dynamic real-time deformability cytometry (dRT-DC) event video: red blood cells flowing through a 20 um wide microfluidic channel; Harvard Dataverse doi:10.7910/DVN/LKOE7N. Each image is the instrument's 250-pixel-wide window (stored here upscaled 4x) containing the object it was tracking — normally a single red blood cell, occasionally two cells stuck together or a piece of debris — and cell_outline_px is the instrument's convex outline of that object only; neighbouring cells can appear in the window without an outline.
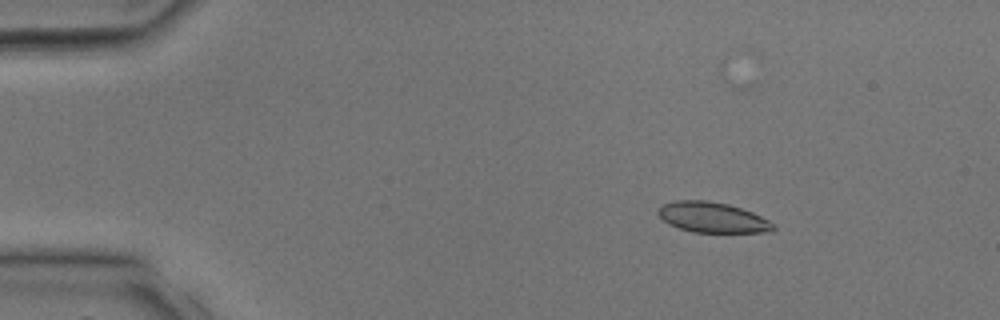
{"species": "common noctule bat (a hibernating species)", "species_latin": "Nyctalus noctula", "temperature_condition": "room temperature", "stored_images_in_passage": 33, "camera_frame_rate_fps": 3000, "um_per_image_px": 0.085, "animal": {"sex": "male", "body_mass_g": 17.9, "forearm_length_mm": 54.2}, "frame": {"image": 1, "passage_image": 5, "time_ms": 1.333, "image_size_px": [1000, 320], "cell_outline_px": [[776, 228], [772, 232], [692, 232], [668, 224], [656, 212], [660, 204], [676, 200], [708, 200], [728, 204], [752, 212], [776, 224]], "centroid_in_image_um": [60.55, 18.47], "position_along_channel_um": 24.5, "area_um2": 20.52}}
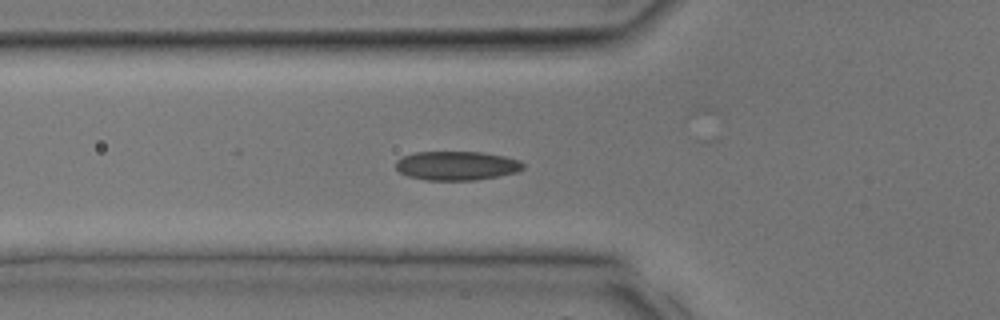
{"frame": {"image": 2, "passage_image": 12, "time_ms": 3.667, "image_size_px": [1000, 320], "cell_outline_px": [[524, 168], [516, 172], [476, 180], [428, 180], [408, 176], [400, 172], [396, 168], [396, 160], [400, 156], [416, 152], [480, 152], [504, 156], [520, 160], [524, 164]], "centroid_in_image_um": [38.79, 14.07], "position_along_channel_um": 87.0, "area_um2": 21.5}}
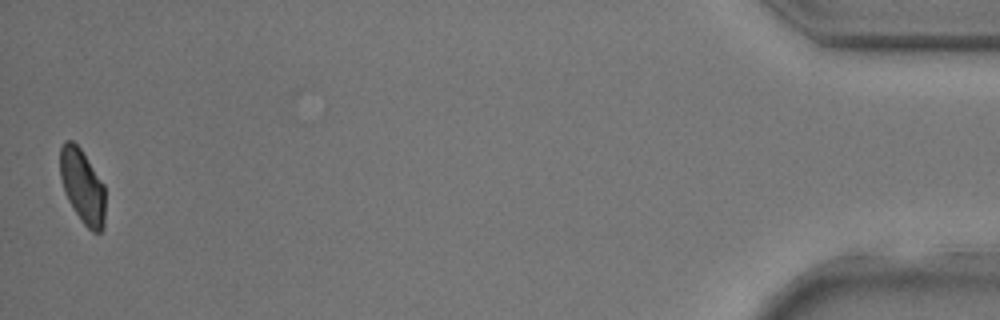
{"frame": {"image": 3, "passage_image": 33, "time_ms": 10.667, "image_size_px": [1000, 320], "cell_outline_px": [[104, 228], [100, 232], [92, 232], [80, 220], [68, 200], [64, 192], [60, 176], [60, 148], [64, 140], [72, 140], [80, 148], [104, 184]], "centroid_in_image_um": [6.99, 15.83], "position_along_channel_um": 428.2, "area_um2": 19.48}}